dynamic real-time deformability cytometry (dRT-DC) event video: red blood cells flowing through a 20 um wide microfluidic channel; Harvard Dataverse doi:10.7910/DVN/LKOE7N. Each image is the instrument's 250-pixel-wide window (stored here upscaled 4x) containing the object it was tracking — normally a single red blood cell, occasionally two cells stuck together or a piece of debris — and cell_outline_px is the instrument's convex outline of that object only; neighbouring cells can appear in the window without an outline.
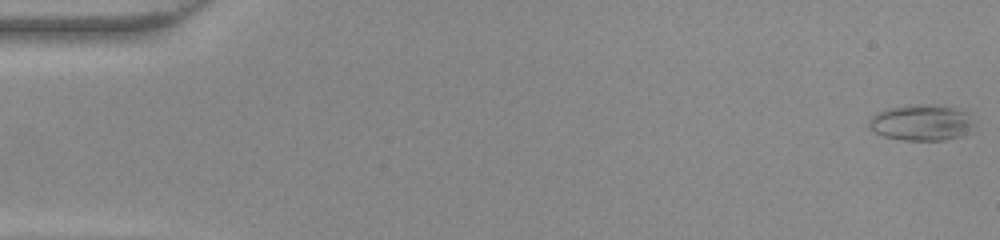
{"species": "common noctule bat (a hibernating species)", "species_latin": "Nyctalus noctula", "temperature_condition": "warm", "stored_images_in_passage": 49, "camera_frame_rate_fps": 3000, "um_per_image_px": 0.085, "animal": {"sex": "female", "body_mass_g": 22.0, "forearm_length_mm": 56.7}, "frame": {"image": 1, "passage_image": 1, "time_ms": 0.0, "image_size_px": [1000, 240], "cell_outline_px": [[972, 124], [960, 136], [944, 140], [900, 140], [884, 136], [868, 128], [868, 120], [876, 112], [888, 108], [952, 108], [968, 112]], "centroid_in_image_um": [78.22, 10.49], "position_along_channel_um": 6.8, "area_um2": 20.63}}
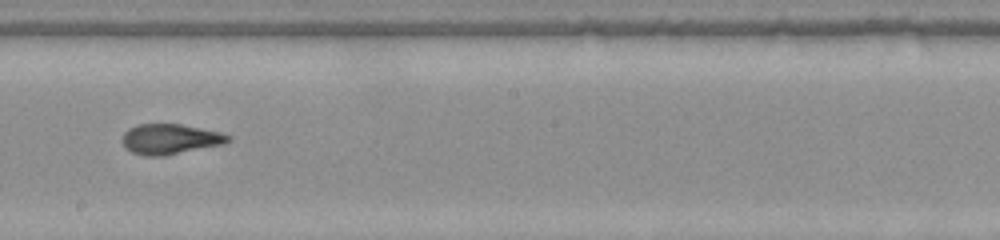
{"frame": {"image": 2, "passage_image": 28, "time_ms": 9.0, "image_size_px": [1000, 240], "cell_outline_px": [[232, 140], [224, 144], [164, 156], [144, 156], [132, 152], [124, 148], [120, 140], [124, 132], [128, 128], [140, 124], [180, 124], [220, 132], [232, 136]], "centroid_in_image_um": [14.44, 11.83], "position_along_channel_um": 233.8, "area_um2": 18.9}}
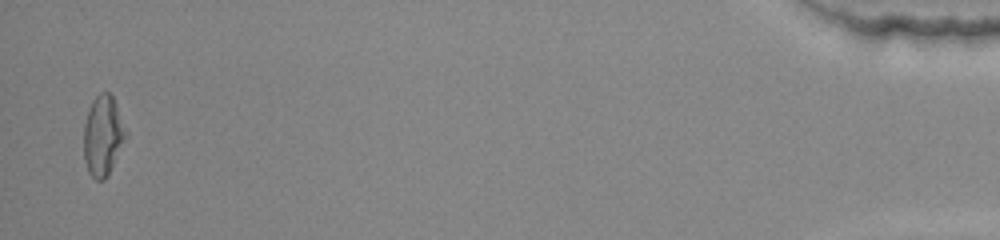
{"frame": {"image": 3, "passage_image": 48, "time_ms": 15.667, "image_size_px": [1000, 240], "cell_outline_px": [[128, 136], [108, 176], [104, 180], [96, 180], [88, 172], [84, 160], [84, 124], [88, 108], [92, 100], [100, 92], [108, 92], [112, 96], [116, 104]], "centroid_in_image_um": [8.75, 11.55], "position_along_channel_um": 426.5, "area_um2": 19.83}}